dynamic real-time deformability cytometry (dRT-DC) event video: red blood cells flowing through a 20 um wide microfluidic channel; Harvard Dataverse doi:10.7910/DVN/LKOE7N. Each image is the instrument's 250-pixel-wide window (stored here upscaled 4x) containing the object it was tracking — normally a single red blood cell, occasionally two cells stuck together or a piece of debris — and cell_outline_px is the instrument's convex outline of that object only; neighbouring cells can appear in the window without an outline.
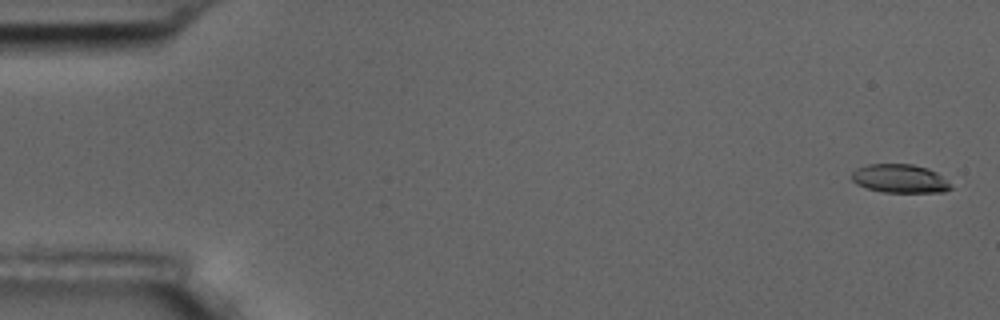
{"species": "common noctule bat (a hibernating species)", "species_latin": "Nyctalus noctula", "temperature_condition": "room temperature", "stored_images_in_passage": 5, "camera_frame_rate_fps": 3000, "um_per_image_px": 0.085, "animal": {"sex": "male", "body_mass_g": 17.5, "forearm_length_mm": 52.3}, "frame": {"image": 1, "passage_image": 1, "time_ms": 0.0, "image_size_px": [1000, 320], "cell_outline_px": [[952, 188], [944, 192], [884, 192], [868, 188], [856, 184], [852, 180], [852, 172], [856, 168], [868, 164], [912, 164], [928, 168], [936, 172]], "centroid_in_image_um": [76.44, 15.17], "position_along_channel_um": 8.6, "area_um2": 16.3}}
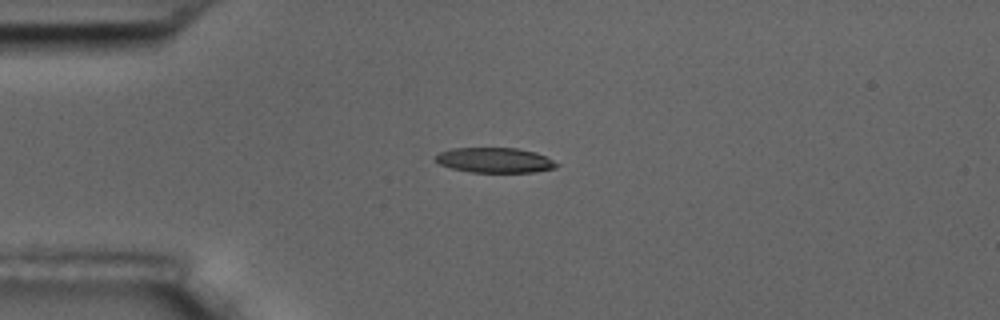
{"frame": {"image": 2, "passage_image": 4, "time_ms": 4.333, "image_size_px": [1000, 320], "cell_outline_px": [[560, 164], [556, 168], [532, 172], [468, 172], [452, 168], [440, 164], [432, 160], [440, 152], [452, 148], [516, 148], [536, 152]], "centroid_in_image_um": [42.04, 13.62], "position_along_channel_um": 43.0, "area_um2": 17.69}}